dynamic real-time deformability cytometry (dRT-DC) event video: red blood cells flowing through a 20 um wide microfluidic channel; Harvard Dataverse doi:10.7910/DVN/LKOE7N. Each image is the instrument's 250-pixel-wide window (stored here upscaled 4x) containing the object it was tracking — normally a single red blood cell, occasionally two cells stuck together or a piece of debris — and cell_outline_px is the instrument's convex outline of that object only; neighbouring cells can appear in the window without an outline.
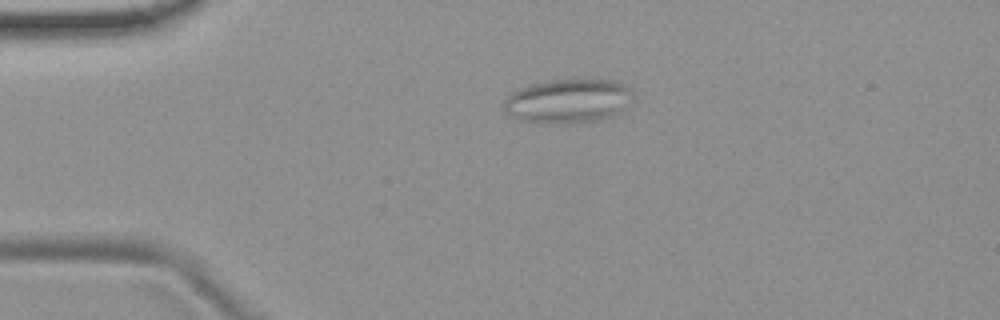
{"species": "common noctule bat (a hibernating species)", "species_latin": "Nyctalus noctula", "temperature_condition": "room temperature", "stored_images_in_passage": 43, "camera_frame_rate_fps": 3000, "um_per_image_px": 0.085, "animal": {"sex": "female", "body_mass_g": 19.9}, "frame": {"image": 1, "passage_image": 1, "time_ms": 0.0, "image_size_px": [1000, 320], "cell_outline_px": [[632, 92], [624, 108], [612, 116], [596, 120], [572, 124], [556, 124], [524, 120], [512, 116], [504, 108], [504, 100], [512, 92], [528, 84], [552, 80], [584, 76], [612, 80], [624, 84]], "centroid_in_image_um": [48.29, 8.54], "position_along_channel_um": 36.7, "area_um2": 33.58}}
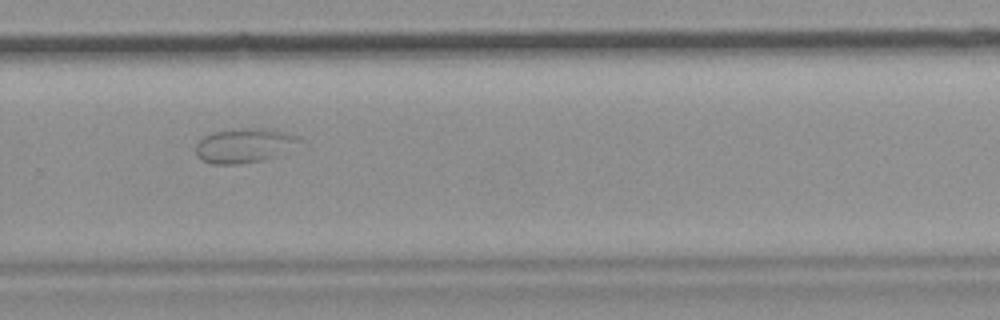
{"frame": {"image": 2, "passage_image": 26, "time_ms": 8.333, "image_size_px": [1000, 320], "cell_outline_px": [[304, 140], [276, 156], [264, 160], [236, 164], [212, 164], [200, 160], [196, 156], [196, 144], [204, 136], [212, 132], [244, 128], [260, 128], [284, 132], [300, 136]], "centroid_in_image_um": [20.74, 12.37], "position_along_channel_um": 309.1, "area_um2": 20.75}}
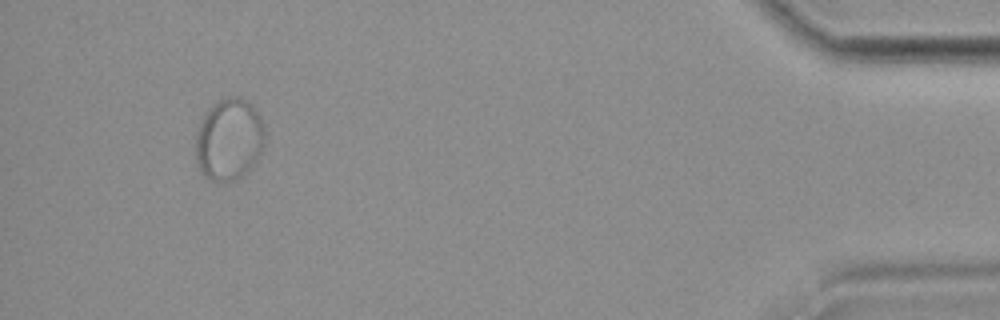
{"frame": {"image": 3, "passage_image": 40, "time_ms": 13.0, "image_size_px": [1000, 320], "cell_outline_px": [[264, 144], [260, 156], [248, 172], [232, 180], [212, 180], [204, 176], [200, 172], [196, 164], [196, 132], [204, 112], [216, 100], [228, 96], [240, 96], [248, 100], [256, 108], [264, 124]], "centroid_in_image_um": [19.47, 11.8], "position_along_channel_um": 415.7, "area_um2": 33.64}}